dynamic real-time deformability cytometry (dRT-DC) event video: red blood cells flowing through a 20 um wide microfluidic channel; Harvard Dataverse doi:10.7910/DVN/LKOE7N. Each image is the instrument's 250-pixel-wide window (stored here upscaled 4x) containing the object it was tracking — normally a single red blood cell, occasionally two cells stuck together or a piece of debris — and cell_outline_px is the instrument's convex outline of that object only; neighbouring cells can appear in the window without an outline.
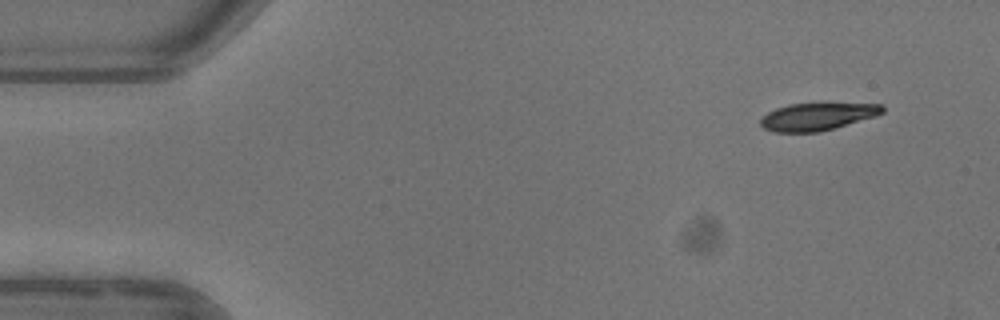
{"species": "common noctule bat (a hibernating species)", "species_latin": "Nyctalus noctula", "temperature_condition": "warm", "stored_images_in_passage": 4, "camera_frame_rate_fps": 3000, "um_per_image_px": 0.085, "animal": {"sex": "female"}, "frame": {"image": 1, "passage_image": 1, "time_ms": 0.0, "image_size_px": [1000, 320], "cell_outline_px": [[884, 112], [876, 116], [820, 132], [772, 132], [764, 128], [760, 124], [760, 120], [768, 112], [776, 108], [788, 104], [884, 104]], "centroid_in_image_um": [69.46, 9.92], "position_along_channel_um": 15.5, "area_um2": 19.31}}
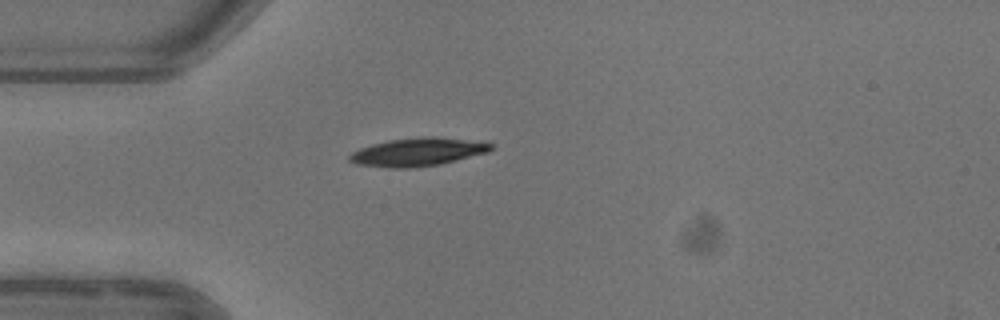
{"frame": {"image": 2, "passage_image": 4, "time_ms": 3.333, "image_size_px": [1000, 320], "cell_outline_px": [[492, 148], [488, 152], [440, 164], [416, 168], [388, 168], [356, 164], [348, 160], [348, 156], [352, 152], [360, 148], [372, 144], [388, 140], [420, 136], [436, 136], [484, 140], [492, 144]], "centroid_in_image_um": [35.54, 12.9], "position_along_channel_um": 49.5, "area_um2": 23.76}}